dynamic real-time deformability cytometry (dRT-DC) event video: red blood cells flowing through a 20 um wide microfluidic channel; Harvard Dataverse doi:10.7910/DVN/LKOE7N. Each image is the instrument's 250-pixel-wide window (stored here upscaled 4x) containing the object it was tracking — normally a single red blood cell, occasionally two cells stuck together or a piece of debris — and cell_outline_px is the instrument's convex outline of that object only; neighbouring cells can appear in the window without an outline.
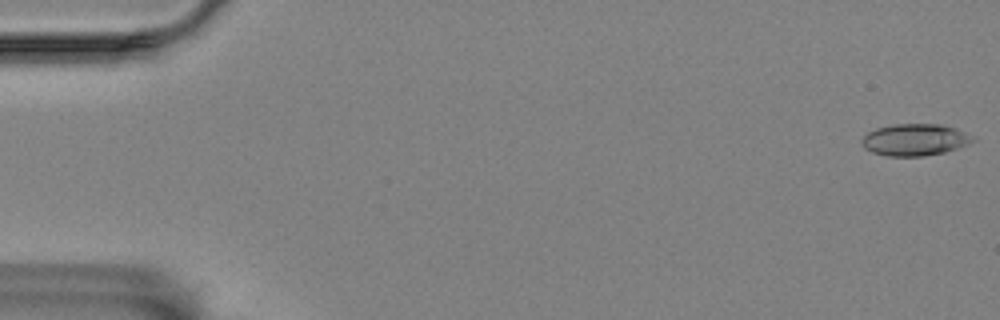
{"species": "Egyptian fruit bat (a non-hibernating species)", "species_latin": "Rousettus aegyptiacus", "temperature_condition": "room temperature", "stored_images_in_passage": 16, "camera_frame_rate_fps": 3000, "um_per_image_px": 0.085, "animal": {"sex": "female"}, "frame": {"image": 1, "passage_image": 1, "time_ms": 0.0, "image_size_px": [1000, 320], "cell_outline_px": [[976, 140], [968, 144], [944, 152], [924, 156], [888, 156], [872, 152], [864, 148], [860, 140], [868, 132], [876, 128], [896, 124], [940, 124], [956, 128], [972, 136]], "centroid_in_image_um": [77.75, 11.88], "position_along_channel_um": 7.3, "area_um2": 20.52}}
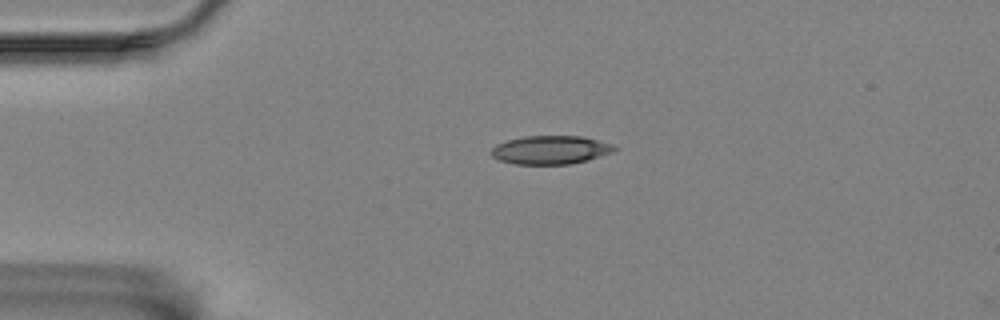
{"frame": {"image": 2, "passage_image": 13, "time_ms": 4.0, "image_size_px": [1000, 320], "cell_outline_px": [[616, 148], [612, 152], [588, 160], [572, 164], [516, 164], [500, 160], [492, 156], [488, 152], [496, 144], [508, 140], [524, 136], [580, 136], [612, 144]], "centroid_in_image_um": [46.75, 12.74], "position_along_channel_um": 38.2, "area_um2": 20.35}}